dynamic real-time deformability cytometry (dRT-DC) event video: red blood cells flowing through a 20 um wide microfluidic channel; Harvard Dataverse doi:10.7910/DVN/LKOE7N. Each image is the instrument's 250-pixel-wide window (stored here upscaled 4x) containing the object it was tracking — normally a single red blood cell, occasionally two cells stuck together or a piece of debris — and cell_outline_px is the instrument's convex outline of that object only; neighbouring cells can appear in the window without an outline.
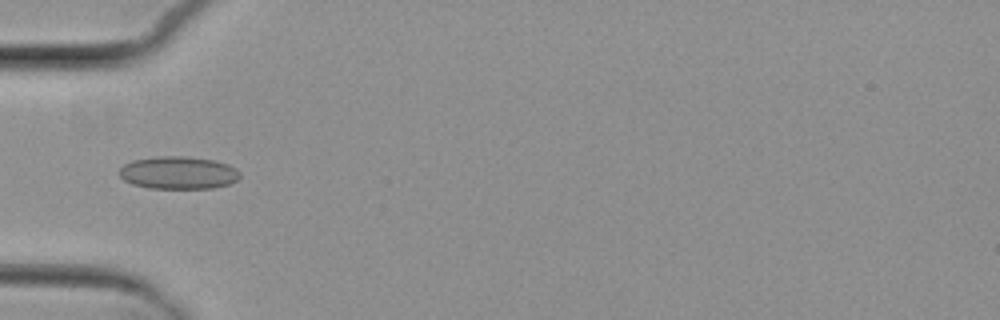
{"species": "common noctule bat (a hibernating species)", "species_latin": "Nyctalus noctula", "temperature_condition": "cold", "stored_images_in_passage": 5, "camera_frame_rate_fps": 3000, "um_per_image_px": 0.085, "animal": {"sex": "female", "body_mass_g": 29.2, "forearm_length_mm": 56.3}, "frame": {"image": 1, "passage_image": 5, "time_ms": 4.333, "image_size_px": [1000, 320], "cell_outline_px": [[240, 176], [236, 180], [228, 184], [212, 188], [148, 188], [132, 184], [124, 180], [120, 176], [120, 168], [124, 164], [132, 160], [156, 156], [184, 156], [216, 160], [228, 164], [236, 168], [240, 172]], "centroid_in_image_um": [15.16, 14.67], "position_along_channel_um": 69.8, "area_um2": 23.06}}